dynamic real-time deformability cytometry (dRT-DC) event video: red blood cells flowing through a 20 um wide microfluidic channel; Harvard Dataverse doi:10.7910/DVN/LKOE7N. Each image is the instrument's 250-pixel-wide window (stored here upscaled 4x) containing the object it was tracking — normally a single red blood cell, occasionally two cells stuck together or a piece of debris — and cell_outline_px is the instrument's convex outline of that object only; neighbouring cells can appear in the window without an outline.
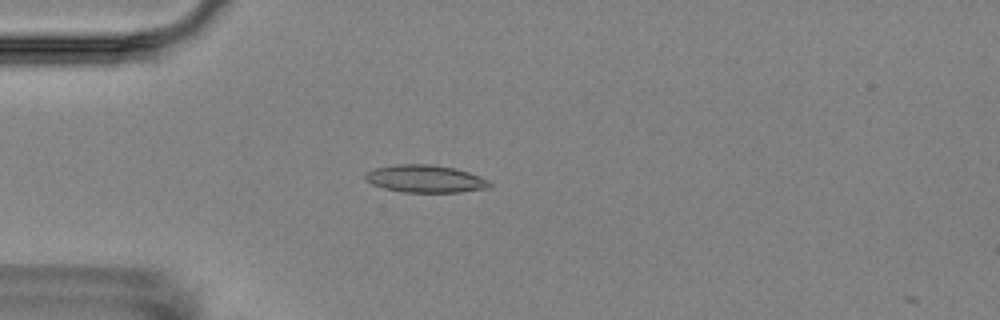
{"species": "Egyptian fruit bat (a non-hibernating species)", "species_latin": "Rousettus aegyptiacus", "temperature_condition": "room temperature", "stored_images_in_passage": 4, "camera_frame_rate_fps": 3000, "um_per_image_px": 0.085, "animal": {"sex": "female"}, "frame": {"image": 1, "passage_image": 4, "time_ms": 3.333, "image_size_px": [1000, 320], "cell_outline_px": [[492, 184], [488, 188], [460, 192], [404, 192], [384, 188], [372, 184], [364, 180], [364, 172], [372, 168], [396, 164], [432, 164], [456, 168], [480, 176], [488, 180]], "centroid_in_image_um": [36.11, 15.18], "position_along_channel_um": 48.9, "area_um2": 20.17}}